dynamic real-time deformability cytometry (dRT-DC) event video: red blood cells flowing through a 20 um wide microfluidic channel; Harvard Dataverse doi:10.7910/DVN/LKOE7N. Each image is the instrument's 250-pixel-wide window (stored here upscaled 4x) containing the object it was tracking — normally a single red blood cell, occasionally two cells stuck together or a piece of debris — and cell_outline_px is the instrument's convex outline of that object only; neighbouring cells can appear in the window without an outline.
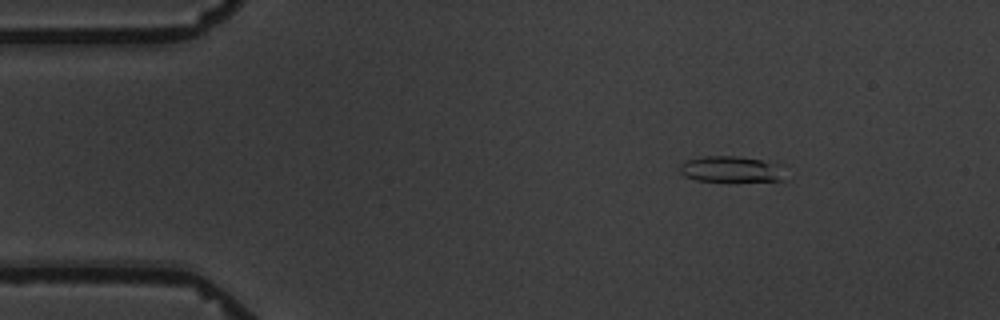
{"species": "common noctule bat (a hibernating species)", "species_latin": "Nyctalus noctula", "temperature_condition": "warm", "stored_images_in_passage": 2, "camera_frame_rate_fps": 3000, "um_per_image_px": 0.085, "animal": {"sex": "male", "body_mass_g": 19.5, "forearm_length_mm": 54.6}, "frame": {"image": 1, "passage_image": 1, "time_ms": 0.0, "image_size_px": [1000, 320], "cell_outline_px": [[784, 180], [696, 180], [684, 176], [680, 172], [680, 164], [688, 160], [704, 156], [736, 156], [784, 164]], "centroid_in_image_um": [62.18, 14.36], "position_along_channel_um": 22.8, "area_um2": 15.72}}